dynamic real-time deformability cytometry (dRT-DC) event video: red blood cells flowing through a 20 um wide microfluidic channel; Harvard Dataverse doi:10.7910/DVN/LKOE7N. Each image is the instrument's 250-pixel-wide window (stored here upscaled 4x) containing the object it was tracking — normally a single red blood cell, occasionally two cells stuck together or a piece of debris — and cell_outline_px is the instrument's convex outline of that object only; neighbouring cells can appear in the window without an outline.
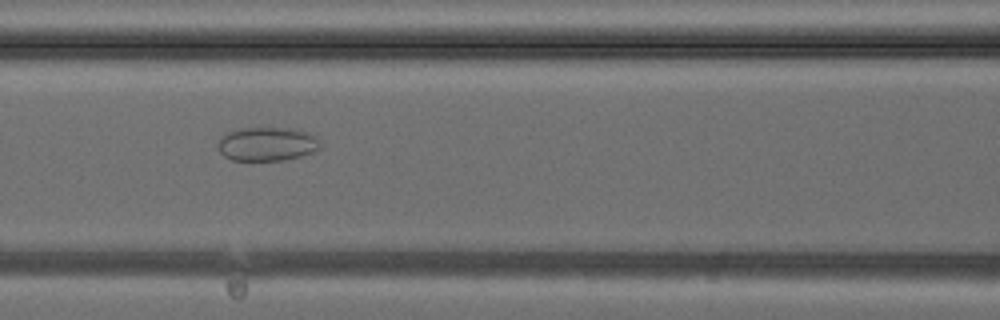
{"species": "common noctule bat (a hibernating species)", "species_latin": "Nyctalus noctula", "temperature_condition": "cold", "stored_images_in_passage": 38, "camera_frame_rate_fps": 3000, "um_per_image_px": 0.085, "animal": {"sex": "female", "body_mass_g": 24.6, "forearm_length_mm": 56.2}, "frame": {"image": 1, "passage_image": 17, "time_ms": 5.333, "image_size_px": [1000, 320], "cell_outline_px": [[320, 148], [316, 152], [284, 160], [232, 160], [224, 156], [220, 152], [216, 144], [224, 132], [240, 128], [292, 128], [308, 132], [316, 140]], "centroid_in_image_um": [22.64, 12.24], "position_along_channel_um": 144.0, "area_um2": 20.23}}